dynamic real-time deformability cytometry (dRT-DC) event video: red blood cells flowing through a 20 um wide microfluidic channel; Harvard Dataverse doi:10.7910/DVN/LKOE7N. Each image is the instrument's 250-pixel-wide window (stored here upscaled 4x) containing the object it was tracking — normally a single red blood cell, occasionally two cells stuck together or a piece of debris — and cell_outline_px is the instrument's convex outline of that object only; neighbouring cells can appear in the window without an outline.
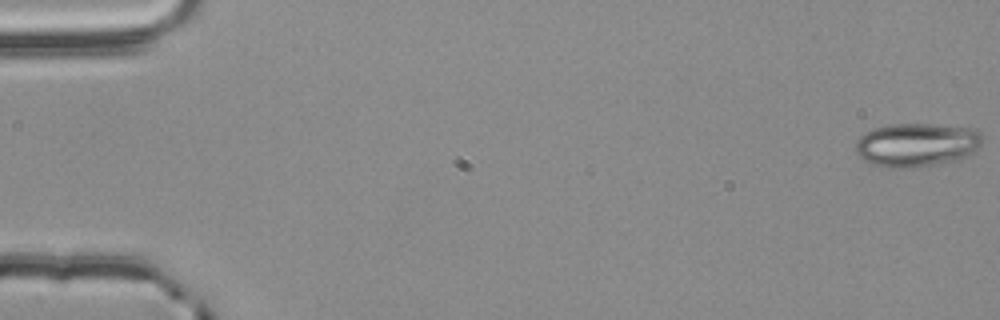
{"species": "common noctule bat (a hibernating species)", "species_latin": "Nyctalus noctula", "temperature_condition": "room temperature", "stored_images_in_passage": 56, "camera_frame_rate_fps": 3000, "um_per_image_px": 0.085, "animal": {"sex": "male", "body_mass_g": 20.4}, "frame": {"image": 1, "passage_image": 1, "time_ms": 0.0, "image_size_px": [1000, 320], "cell_outline_px": [[984, 140], [980, 148], [960, 160], [936, 164], [900, 168], [888, 168], [872, 164], [864, 160], [856, 152], [856, 140], [860, 136], [872, 128], [888, 124], [936, 124], [976, 128], [984, 136]], "centroid_in_image_um": [77.97, 12.29], "position_along_channel_um": 7.0, "area_um2": 32.77}}
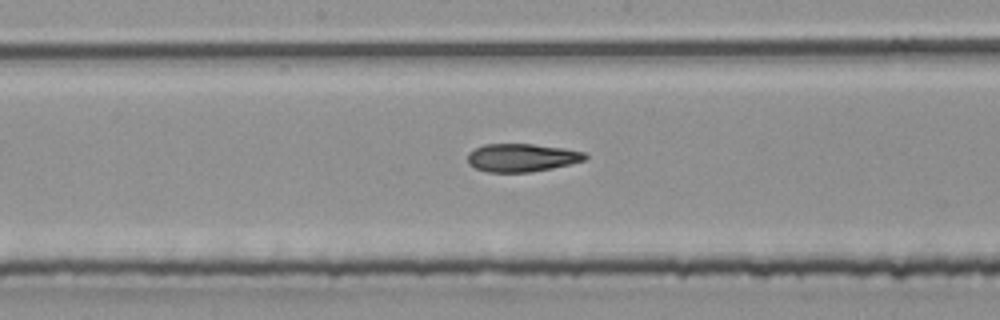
{"frame": {"image": 2, "passage_image": 30, "time_ms": 9.667, "image_size_px": [1000, 320], "cell_outline_px": [[588, 156], [584, 160], [552, 168], [532, 172], [488, 172], [476, 168], [468, 164], [468, 152], [484, 144], [532, 144], [564, 148], [584, 152]], "centroid_in_image_um": [44.33, 13.4], "position_along_channel_um": 203.9, "area_um2": 19.13}}
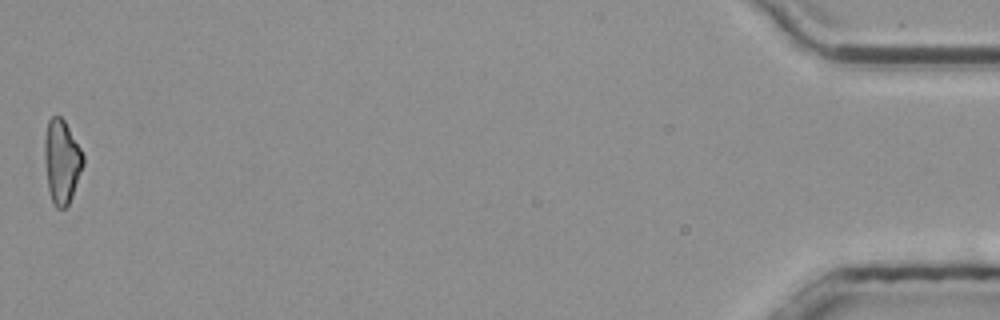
{"frame": {"image": 3, "passage_image": 56, "time_ms": 18.333, "image_size_px": [1000, 320], "cell_outline_px": [[84, 164], [72, 196], [68, 204], [64, 208], [56, 208], [52, 200], [48, 188], [44, 160], [44, 136], [48, 120], [52, 116], [60, 116], [64, 120], [80, 148], [84, 156]], "centroid_in_image_um": [5.23, 13.71], "position_along_channel_um": 430.0, "area_um2": 18.79}, "authors_computed_cell_mechanics": {"area_um2": 19.7676, "velocity_mm_per_s": 3.7931, "shape_relaxation_time_tau1_ms": null, "shape_relaxation_time_tau2_ms": 4.5787, "deformation_change_tau1": null, "deformation_change_tau2": 0.1348}}